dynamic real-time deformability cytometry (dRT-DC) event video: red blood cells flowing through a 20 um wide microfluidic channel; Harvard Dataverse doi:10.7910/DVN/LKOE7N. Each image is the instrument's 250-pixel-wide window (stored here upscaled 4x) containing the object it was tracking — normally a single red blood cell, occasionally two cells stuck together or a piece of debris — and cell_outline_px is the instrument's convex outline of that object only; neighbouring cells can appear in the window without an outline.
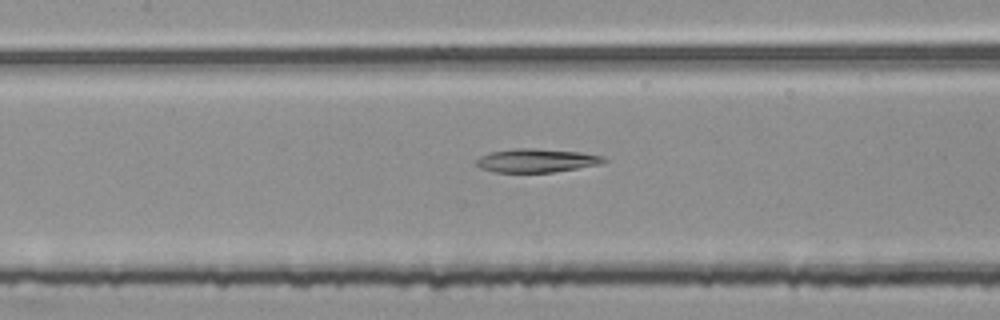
{"species": "common noctule bat (a hibernating species)", "species_latin": "Nyctalus noctula", "temperature_condition": "room temperature", "stored_images_in_passage": 54, "camera_frame_rate_fps": 3000, "um_per_image_px": 0.085, "animal": {"sex": "female", "body_mass_g": 25.1}, "frame": {"image": 1, "passage_image": 25, "time_ms": 8.0, "image_size_px": [1000, 320], "cell_outline_px": [[608, 160], [600, 164], [552, 172], [492, 172], [480, 168], [476, 164], [476, 160], [480, 156], [488, 152], [512, 148], [536, 148], [580, 152], [604, 156]], "centroid_in_image_um": [45.56, 13.63], "position_along_channel_um": 161.8, "area_um2": 17.63}}
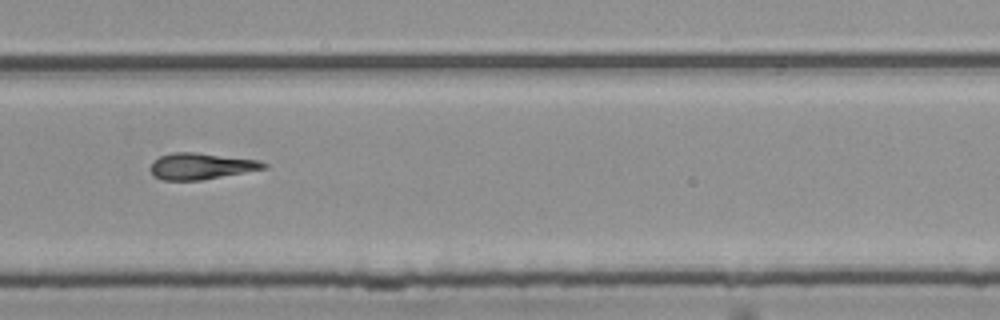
{"frame": {"image": 2, "passage_image": 37, "time_ms": 12.0, "image_size_px": [1000, 320], "cell_outline_px": [[268, 168], [200, 180], [164, 180], [156, 176], [148, 168], [152, 160], [160, 156], [172, 152], [196, 152], [260, 160], [268, 164]], "centroid_in_image_um": [17.09, 14.11], "position_along_channel_um": 312.7, "area_um2": 17.46}}
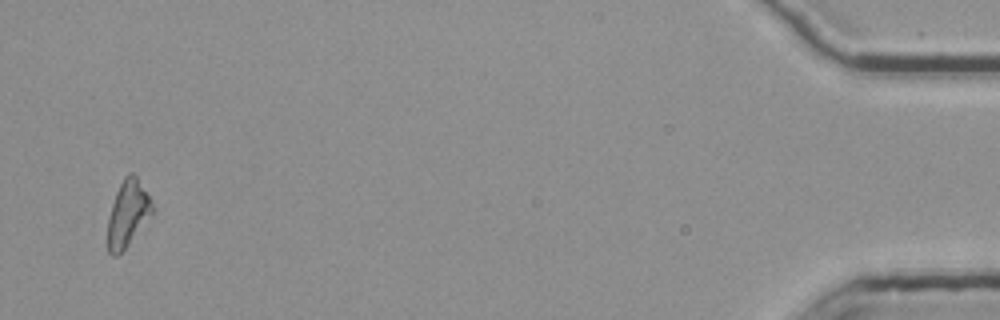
{"frame": {"image": 3, "passage_image": 53, "time_ms": 17.333, "image_size_px": [1000, 320], "cell_outline_px": [[156, 212], [128, 244], [116, 256], [112, 256], [108, 252], [108, 216], [116, 192], [124, 176], [128, 172], [132, 172], [136, 176], [152, 200], [156, 208]], "centroid_in_image_um": [10.9, 18.13], "position_along_channel_um": 424.3, "area_um2": 17.46}}